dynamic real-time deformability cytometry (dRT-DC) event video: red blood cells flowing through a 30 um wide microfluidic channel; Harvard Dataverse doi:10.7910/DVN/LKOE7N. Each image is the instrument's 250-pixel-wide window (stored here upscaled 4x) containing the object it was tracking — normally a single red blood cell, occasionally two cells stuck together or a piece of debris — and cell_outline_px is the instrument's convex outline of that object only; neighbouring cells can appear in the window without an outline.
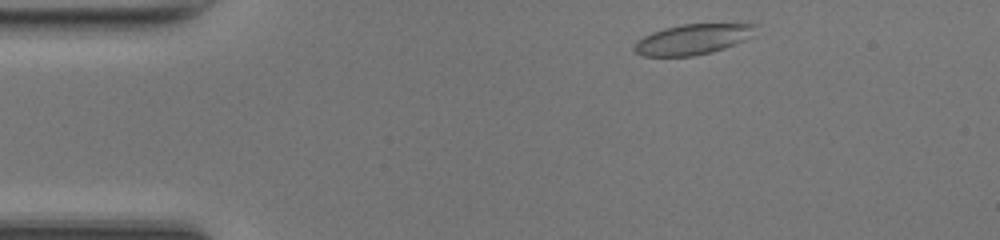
{"species": "common noctule bat (a hibernating species)", "species_latin": "Nyctalus noctula", "temperature_condition": "room temperature", "stored_images_in_passage": 43, "camera_frame_rate_fps": 3000, "um_per_image_px": 0.085, "animal": {"sex": "female", "body_mass_g": 17.0, "forearm_length_mm": 48.0}, "frame": {"image": 1, "passage_image": 2, "time_ms": 0.333, "image_size_px": [1000, 240], "cell_outline_px": [[756, 24], [740, 40], [724, 48], [692, 56], [644, 56], [636, 52], [632, 48], [644, 36], [652, 32], [664, 28], [684, 24]], "centroid_in_image_um": [58.71, 3.35], "position_along_channel_um": 26.3, "area_um2": 20.35}}
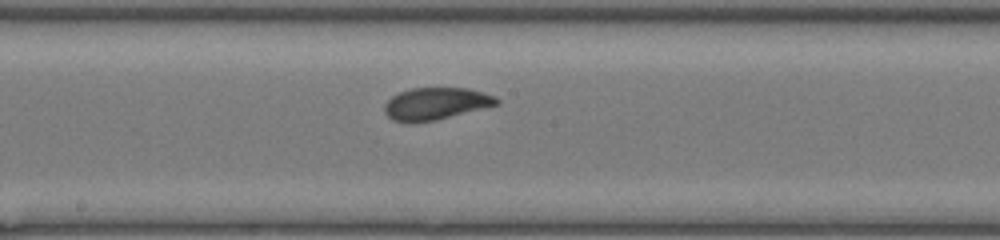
{"frame": {"image": 2, "passage_image": 20, "time_ms": 6.333, "image_size_px": [1000, 240], "cell_outline_px": [[500, 104], [436, 120], [412, 124], [392, 120], [384, 112], [384, 104], [392, 96], [400, 92], [412, 88], [468, 88], [484, 92], [496, 96], [500, 100]], "centroid_in_image_um": [37.05, 8.82], "position_along_channel_um": 211.2, "area_um2": 21.27}}
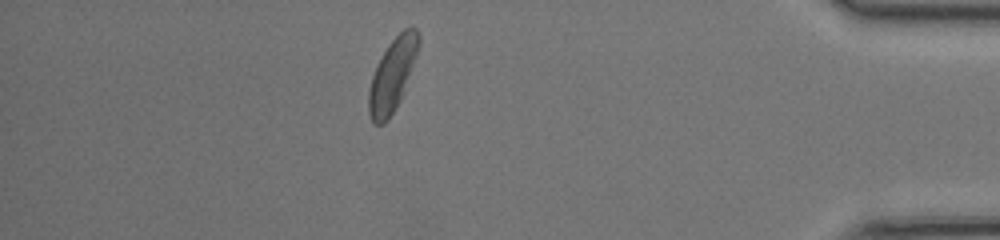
{"frame": {"image": 3, "passage_image": 37, "time_ms": 12.0, "image_size_px": [1000, 240], "cell_outline_px": [[420, 40], [416, 56], [400, 100], [384, 124], [372, 124], [368, 112], [368, 92], [372, 76], [376, 64], [388, 44], [404, 28], [412, 24], [416, 28], [420, 36]], "centroid_in_image_um": [33.34, 6.34], "position_along_channel_um": 401.9, "area_um2": 21.04}, "authors_computed_cell_mechanics": {"area_um2": 21.097, "velocity_mm_per_s": 4.194, "shape_relaxation_time_tau1_ms": 2.9005, "shape_relaxation_time_tau2_ms": 1.3493, "deformation_change_tau1": 0.0985, "deformation_change_tau2": 0.0712}}